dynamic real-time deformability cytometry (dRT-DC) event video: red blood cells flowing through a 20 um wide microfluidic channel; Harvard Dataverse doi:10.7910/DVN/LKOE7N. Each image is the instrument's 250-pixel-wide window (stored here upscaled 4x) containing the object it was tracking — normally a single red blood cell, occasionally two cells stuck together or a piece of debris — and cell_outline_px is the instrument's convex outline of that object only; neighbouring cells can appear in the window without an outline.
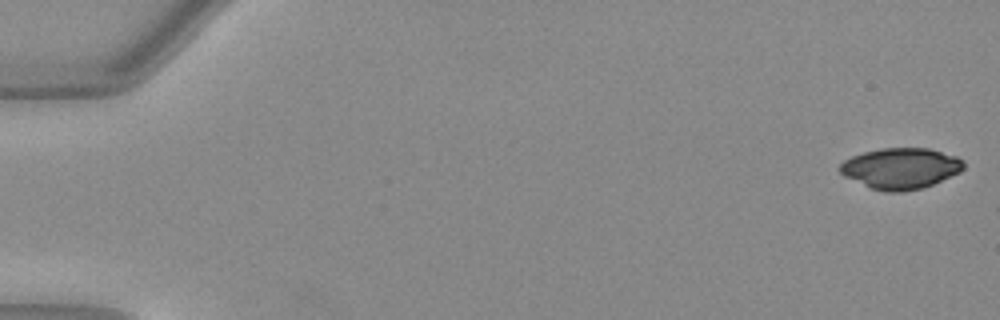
{"species": "Egyptian fruit bat (a non-hibernating species)", "species_latin": "Rousettus aegyptiacus", "temperature_condition": "warm", "stored_images_in_passage": 10, "camera_frame_rate_fps": 3000, "um_per_image_px": 0.085, "animal": {"sex": "female"}, "frame": {"image": 1, "passage_image": 1, "time_ms": 0.0, "image_size_px": [1000, 320], "cell_outline_px": [[964, 168], [960, 172], [932, 184], [920, 188], [900, 192], [888, 192], [872, 188], [844, 176], [836, 168], [844, 160], [852, 156], [864, 152], [880, 148], [928, 148], [956, 156], [964, 160]], "centroid_in_image_um": [76.54, 14.3], "position_along_channel_um": 8.5, "area_um2": 29.36}}